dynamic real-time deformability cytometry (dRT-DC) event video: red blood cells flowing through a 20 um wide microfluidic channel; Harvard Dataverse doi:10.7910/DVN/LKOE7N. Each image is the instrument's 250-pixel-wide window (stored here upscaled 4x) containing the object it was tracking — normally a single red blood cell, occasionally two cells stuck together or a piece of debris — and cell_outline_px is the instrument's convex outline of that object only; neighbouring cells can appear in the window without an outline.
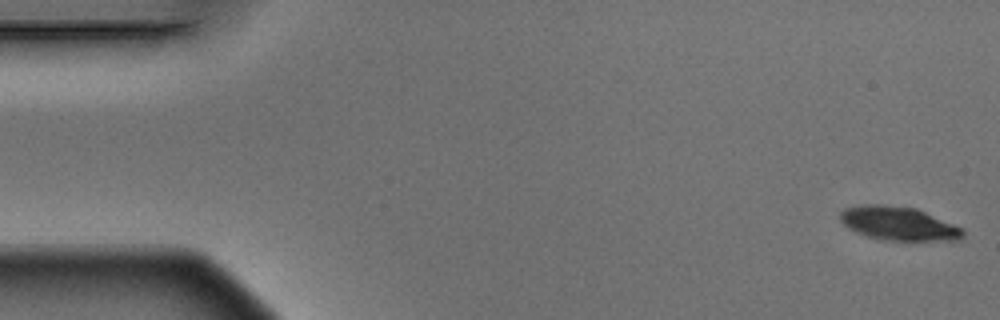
{"species": "Egyptian fruit bat (a non-hibernating species)", "species_latin": "Rousettus aegyptiacus", "temperature_condition": "warm", "stored_images_in_passage": 5, "camera_frame_rate_fps": 3000, "um_per_image_px": 0.085, "animal": {"sex": "male"}, "frame": {"image": 1, "passage_image": 1, "time_ms": 0.0, "image_size_px": [1000, 320], "cell_outline_px": [[964, 236], [960, 240], [884, 240], [868, 236], [856, 232], [848, 228], [840, 220], [840, 212], [844, 208], [864, 204], [880, 204], [912, 208], [924, 212], [964, 228]], "centroid_in_image_um": [76.37, 19.0], "position_along_channel_um": 8.6, "area_um2": 23.87}}
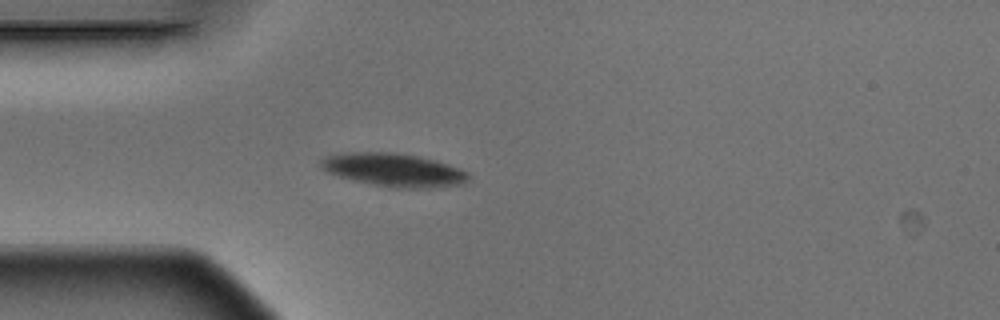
{"frame": {"image": 2, "passage_image": 5, "time_ms": 1.333, "image_size_px": [1000, 320], "cell_outline_px": [[468, 180], [464, 184], [432, 188], [388, 188], [352, 180], [324, 172], [320, 168], [320, 160], [324, 156], [344, 152], [396, 152], [420, 156], [436, 160], [448, 164], [468, 172]], "centroid_in_image_um": [33.42, 14.44], "position_along_channel_um": 51.6, "area_um2": 29.19}}